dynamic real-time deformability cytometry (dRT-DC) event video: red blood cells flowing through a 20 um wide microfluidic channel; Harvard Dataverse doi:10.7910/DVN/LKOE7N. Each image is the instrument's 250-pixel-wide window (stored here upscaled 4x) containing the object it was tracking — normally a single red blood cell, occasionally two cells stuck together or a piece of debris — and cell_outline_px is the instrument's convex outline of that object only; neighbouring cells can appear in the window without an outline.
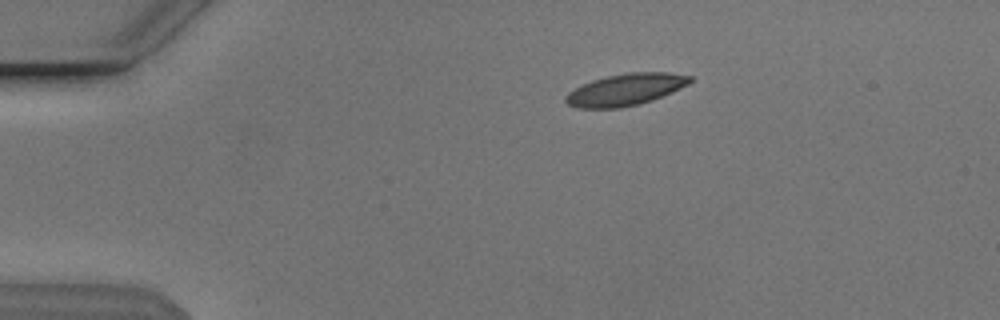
{"species": "Egyptian fruit bat (a non-hibernating species)", "species_latin": "Rousettus aegyptiacus", "temperature_condition": "cold", "stored_images_in_passage": 44, "camera_frame_rate_fps": 3000, "um_per_image_px": 0.085, "animal": {"sex": "male"}, "frame": {"image": 1, "passage_image": 1, "time_ms": 0.0, "image_size_px": [1000, 320], "cell_outline_px": [[692, 80], [688, 84], [652, 100], [620, 108], [576, 108], [568, 104], [564, 100], [564, 96], [568, 92], [592, 80], [604, 76], [624, 72], [668, 72], [692, 76]], "centroid_in_image_um": [53.13, 7.6], "position_along_channel_um": 31.9, "area_um2": 22.95}}
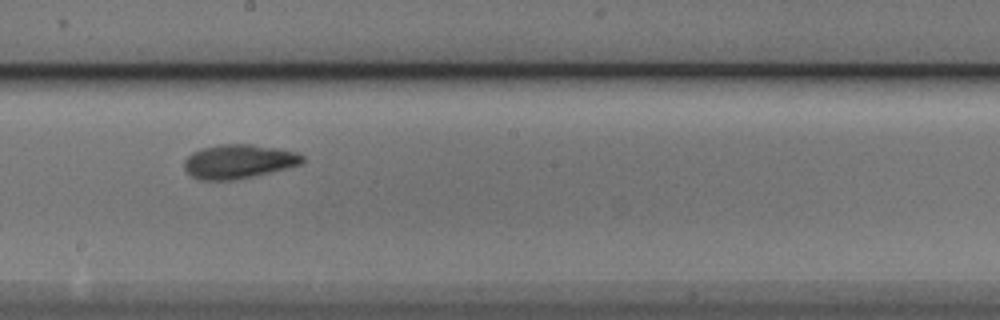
{"frame": {"image": 2, "passage_image": 21, "time_ms": 6.667, "image_size_px": [1000, 320], "cell_outline_px": [[304, 160], [300, 164], [252, 176], [232, 180], [200, 180], [192, 176], [184, 168], [184, 160], [192, 152], [200, 148], [220, 144], [252, 144], [276, 148], [296, 152], [304, 156]], "centroid_in_image_um": [20.24, 13.71], "position_along_channel_um": 228.0, "area_um2": 23.24}}
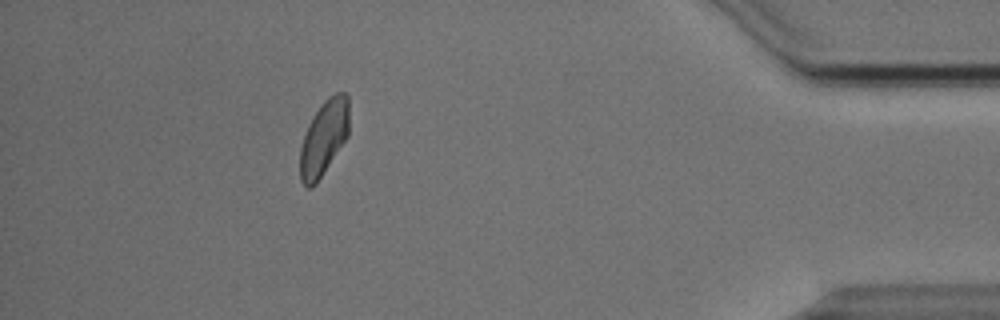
{"frame": {"image": 3, "passage_image": 39, "time_ms": 12.667, "image_size_px": [1000, 320], "cell_outline_px": [[348, 136], [316, 184], [308, 188], [300, 180], [300, 148], [308, 124], [312, 116], [320, 104], [328, 96], [336, 92], [344, 92], [348, 96]], "centroid_in_image_um": [27.52, 11.69], "position_along_channel_um": 407.7, "area_um2": 21.44}, "authors_computed_cell_mechanics": {"area_um2": 22.2819, "velocity_mm_per_s": 3.8162, "shape_relaxation_time_tau1_ms": 3.6011, "shape_relaxation_time_tau2_ms": 3.3934, "deformation_change_tau1": 0.1161, "deformation_change_tau2": 0.0685}}